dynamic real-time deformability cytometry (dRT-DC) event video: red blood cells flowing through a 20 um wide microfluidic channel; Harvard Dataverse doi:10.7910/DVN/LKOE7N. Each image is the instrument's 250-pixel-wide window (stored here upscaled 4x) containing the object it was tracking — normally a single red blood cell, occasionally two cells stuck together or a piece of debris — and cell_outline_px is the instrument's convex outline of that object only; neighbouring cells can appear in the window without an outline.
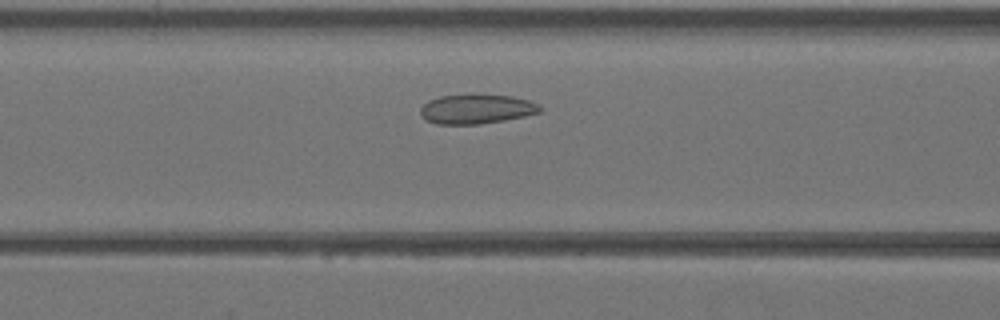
{"species": "Egyptian fruit bat (a non-hibernating species)", "species_latin": "Rousettus aegyptiacus", "temperature_condition": "warm", "stored_images_in_passage": 34, "camera_frame_rate_fps": 3000, "um_per_image_px": 0.085, "animal": {"sex": "female"}, "frame": {"image": 1, "passage_image": 9, "time_ms": 2.667, "image_size_px": [1000, 320], "cell_outline_px": [[544, 108], [540, 112], [524, 116], [504, 120], [480, 124], [436, 124], [424, 120], [420, 116], [420, 108], [428, 100], [440, 96], [472, 92], [512, 96], [528, 100], [540, 104]], "centroid_in_image_um": [40.48, 9.23], "position_along_channel_um": 126.1, "area_um2": 21.33}}
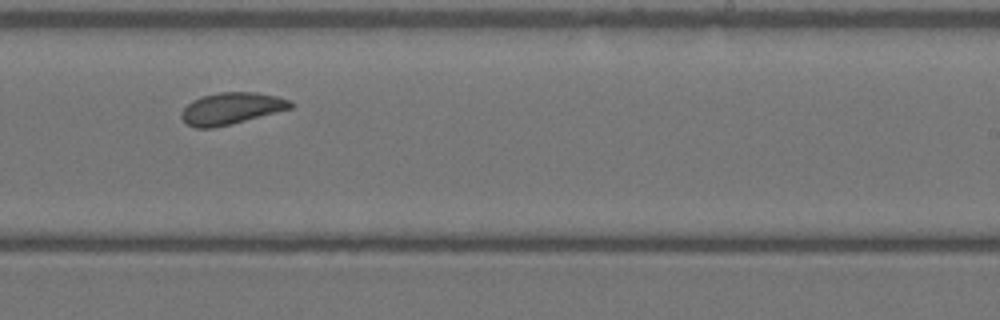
{"frame": {"image": 2, "passage_image": 18, "time_ms": 5.667, "image_size_px": [1000, 320], "cell_outline_px": [[292, 108], [232, 124], [212, 128], [196, 128], [188, 124], [180, 116], [180, 112], [192, 100], [200, 96], [220, 92], [256, 92], [280, 96], [292, 100]], "centroid_in_image_um": [19.68, 9.21], "position_along_channel_um": 269.3, "area_um2": 20.35}}
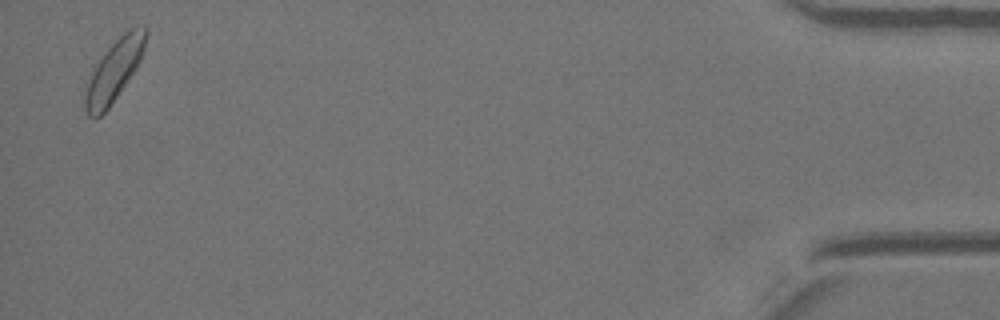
{"frame": {"image": 3, "passage_image": 33, "time_ms": 10.667, "image_size_px": [1000, 320], "cell_outline_px": [[148, 32], [144, 48], [140, 60], [136, 68], [128, 80], [108, 108], [100, 116], [88, 116], [84, 108], [84, 92], [92, 64], [128, 28], [136, 24], [144, 24], [148, 28]], "centroid_in_image_um": [9.69, 5.93], "position_along_channel_um": 425.5, "area_um2": 22.08}}